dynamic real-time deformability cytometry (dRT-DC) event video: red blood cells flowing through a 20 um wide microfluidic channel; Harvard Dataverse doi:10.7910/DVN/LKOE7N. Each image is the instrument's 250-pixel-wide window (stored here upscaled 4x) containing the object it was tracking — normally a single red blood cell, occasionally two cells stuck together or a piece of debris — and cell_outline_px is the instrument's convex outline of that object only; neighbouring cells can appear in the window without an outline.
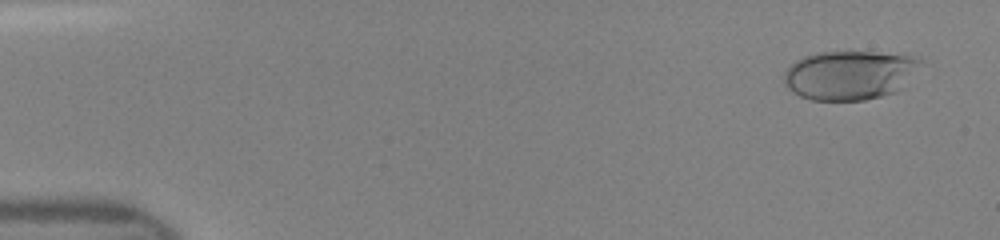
{"species": "human", "species_latin": "Homo sapiens", "temperature_condition": "room temperature", "stored_images_in_passage": 48, "camera_frame_rate_fps": 3000, "um_per_image_px": 0.085, "donor": {"sex": "female"}, "frame": {"image": 1, "passage_image": 3, "time_ms": 0.667, "image_size_px": [1000, 240], "cell_outline_px": [[924, 60], [896, 92], [864, 100], [812, 100], [800, 96], [792, 92], [784, 84], [784, 72], [796, 60], [804, 56], [816, 52], [904, 52]], "centroid_in_image_um": [72.22, 6.35], "position_along_channel_um": 12.8, "area_um2": 39.25}}
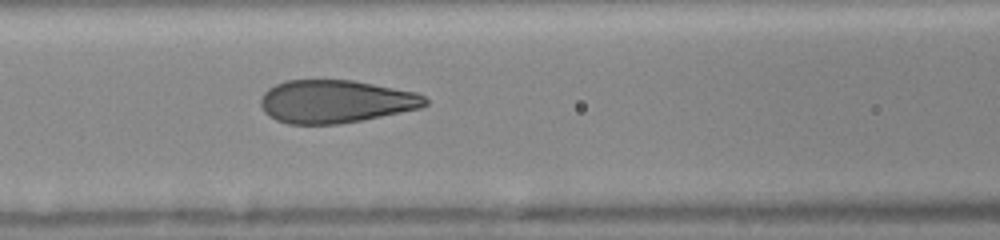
{"frame": {"image": 2, "passage_image": 21, "time_ms": 6.667, "image_size_px": [1000, 240], "cell_outline_px": [[428, 104], [420, 108], [360, 120], [336, 124], [288, 124], [276, 120], [264, 112], [260, 104], [260, 96], [268, 88], [276, 84], [288, 80], [352, 80], [416, 92], [424, 96], [428, 100]], "centroid_in_image_um": [28.49, 8.62], "position_along_channel_um": 138.1, "area_um2": 41.04}}
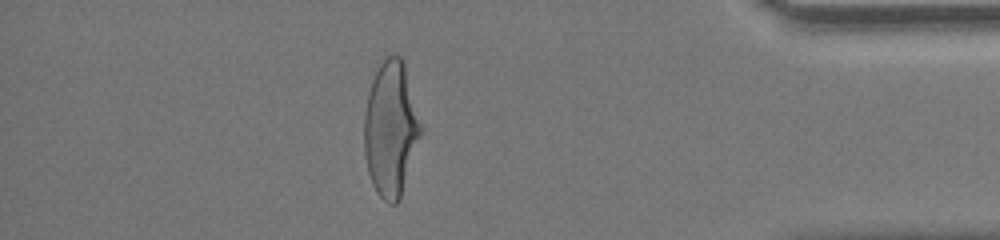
{"frame": {"image": 3, "passage_image": 42, "time_ms": 13.667, "image_size_px": [1000, 240], "cell_outline_px": [[420, 136], [400, 200], [396, 204], [388, 204], [376, 192], [372, 184], [368, 172], [364, 152], [364, 112], [368, 92], [372, 80], [380, 64], [388, 56], [400, 56], [404, 64], [420, 124]], "centroid_in_image_um": [33.18, 11.01], "position_along_channel_um": 402.0, "area_um2": 43.81}}